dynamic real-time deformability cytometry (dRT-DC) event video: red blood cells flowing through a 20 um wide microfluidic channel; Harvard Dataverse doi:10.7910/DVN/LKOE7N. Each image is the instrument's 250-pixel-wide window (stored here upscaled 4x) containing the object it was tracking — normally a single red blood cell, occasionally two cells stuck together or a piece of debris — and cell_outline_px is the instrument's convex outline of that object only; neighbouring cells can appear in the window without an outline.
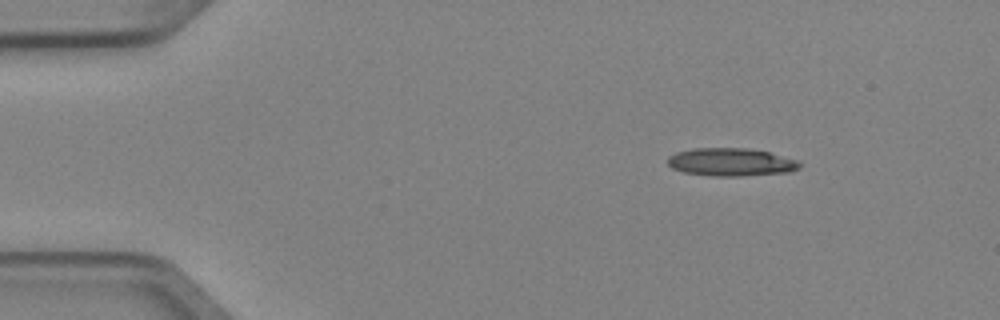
{"species": "Egyptian fruit bat (a non-hibernating species)", "species_latin": "Rousettus aegyptiacus", "temperature_condition": "cold", "stored_images_in_passage": 4, "segment_of_instrument_passage": [1, 2], "camera_frame_rate_fps": 3000, "um_per_image_px": 0.085, "animal": {"sex": "female"}, "frame": {"image": 1, "passage_image": 1, "time_ms": 0.0, "image_size_px": [1000, 320], "cell_outline_px": [[800, 168], [792, 172], [740, 176], [712, 176], [684, 172], [672, 168], [668, 164], [668, 156], [676, 152], [692, 148], [748, 148], [768, 152], [796, 160], [800, 164]], "centroid_in_image_um": [62.12, 13.78], "position_along_channel_um": 22.9, "area_um2": 21.5}}